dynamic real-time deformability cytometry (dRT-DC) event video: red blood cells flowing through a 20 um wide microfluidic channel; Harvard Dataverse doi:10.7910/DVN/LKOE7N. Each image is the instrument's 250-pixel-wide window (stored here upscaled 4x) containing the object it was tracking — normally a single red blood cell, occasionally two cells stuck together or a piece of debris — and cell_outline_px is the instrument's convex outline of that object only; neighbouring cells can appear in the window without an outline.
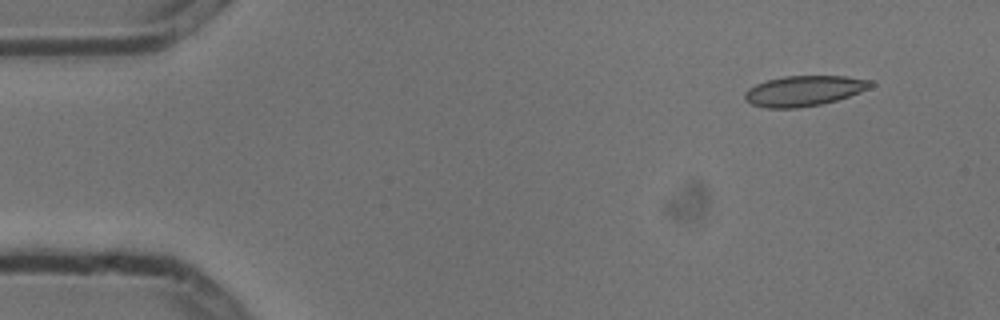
{"species": "common noctule bat (a hibernating species)", "species_latin": "Nyctalus noctula", "temperature_condition": "cold", "stored_images_in_passage": 5, "camera_frame_rate_fps": 3000, "um_per_image_px": 0.085, "animal": {"sex": "male", "body_mass_g": 13.3}, "frame": {"image": 1, "passage_image": 2, "time_ms": 0.333, "image_size_px": [1000, 320], "cell_outline_px": [[876, 84], [868, 88], [848, 96], [836, 100], [820, 104], [796, 108], [768, 108], [752, 104], [744, 100], [744, 92], [748, 88], [756, 84], [768, 80], [784, 76], [844, 76], [872, 80]], "centroid_in_image_um": [68.32, 7.71], "position_along_channel_um": 16.7, "area_um2": 22.14}}